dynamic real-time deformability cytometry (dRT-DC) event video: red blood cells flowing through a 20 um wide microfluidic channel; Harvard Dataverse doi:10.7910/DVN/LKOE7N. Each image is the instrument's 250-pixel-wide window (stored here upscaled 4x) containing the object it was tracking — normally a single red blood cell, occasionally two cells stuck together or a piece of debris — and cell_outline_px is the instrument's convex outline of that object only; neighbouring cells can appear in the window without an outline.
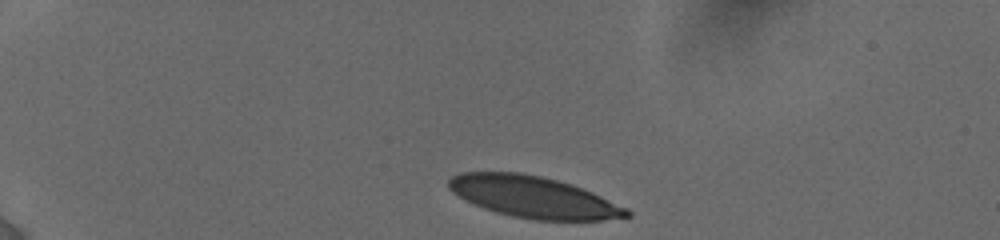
{"species": "human", "species_latin": "Homo sapiens", "temperature_condition": "cold", "stored_images_in_passage": 3, "camera_frame_rate_fps": 3000, "um_per_image_px": 0.085, "donor": {"sex": "female"}, "frame": {"image": 1, "passage_image": 1, "time_ms": 0.0, "image_size_px": [1000, 240], "cell_outline_px": [[632, 216], [600, 220], [536, 220], [512, 216], [496, 212], [484, 208], [452, 192], [448, 188], [448, 180], [452, 176], [460, 172], [520, 172], [540, 176], [556, 180], [592, 192], [628, 208], [632, 212]], "centroid_in_image_um": [45.35, 16.75], "position_along_channel_um": 39.6, "area_um2": 42.66}}